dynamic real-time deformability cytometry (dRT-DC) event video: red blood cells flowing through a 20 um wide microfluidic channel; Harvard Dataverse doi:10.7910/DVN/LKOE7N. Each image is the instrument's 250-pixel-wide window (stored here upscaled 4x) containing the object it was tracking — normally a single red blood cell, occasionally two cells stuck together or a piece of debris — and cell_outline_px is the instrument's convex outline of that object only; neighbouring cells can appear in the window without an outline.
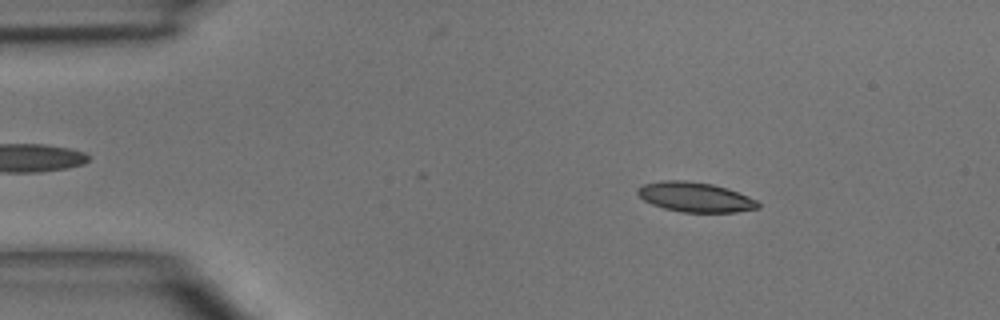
{"species": "common noctule bat (a hibernating species)", "species_latin": "Nyctalus noctula", "temperature_condition": "room temperature", "stored_images_in_passage": 4, "camera_frame_rate_fps": 3000, "um_per_image_px": 0.085, "animal": {"sex": "male", "body_mass_g": 15.6}, "frame": {"image": 1, "passage_image": 2, "time_ms": 1.333, "image_size_px": [1000, 320], "cell_outline_px": [[760, 208], [736, 212], [680, 212], [664, 208], [652, 204], [644, 200], [636, 192], [644, 184], [664, 180], [684, 180], [712, 184], [728, 188], [748, 196], [756, 200], [760, 204]], "centroid_in_image_um": [59.12, 16.75], "position_along_channel_um": 25.9, "area_um2": 20.81}}
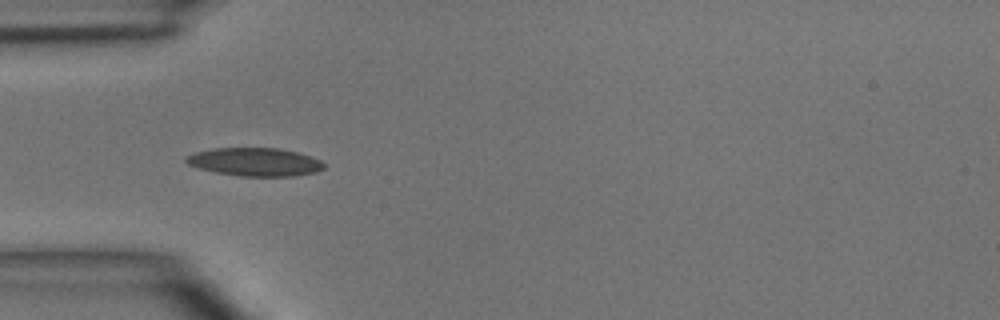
{"frame": {"image": 2, "passage_image": 4, "time_ms": 3.667, "image_size_px": [1000, 320], "cell_outline_px": [[324, 168], [316, 172], [292, 176], [240, 176], [216, 172], [200, 168], [188, 164], [184, 160], [184, 156], [196, 152], [216, 148], [276, 148], [296, 152], [320, 160], [324, 164]], "centroid_in_image_um": [21.64, 13.76], "position_along_channel_um": 63.4, "area_um2": 22.43}}